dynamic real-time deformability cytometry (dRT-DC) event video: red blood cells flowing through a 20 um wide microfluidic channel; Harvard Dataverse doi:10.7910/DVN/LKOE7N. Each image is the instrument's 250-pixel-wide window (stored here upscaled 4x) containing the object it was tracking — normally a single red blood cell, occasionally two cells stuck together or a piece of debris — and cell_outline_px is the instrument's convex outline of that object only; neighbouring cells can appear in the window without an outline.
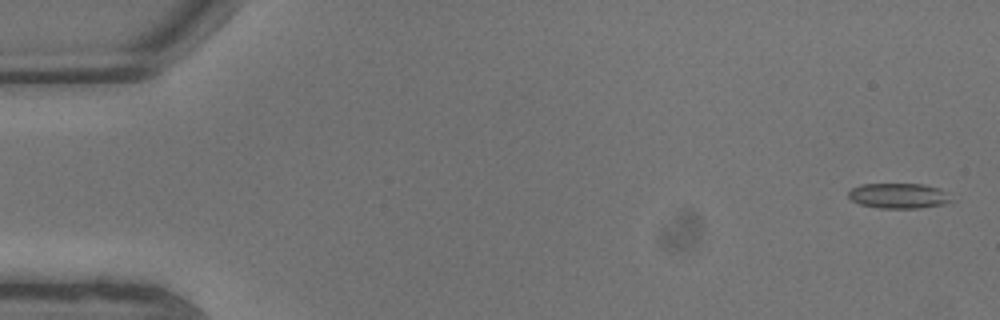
{"species": "common noctule bat (a hibernating species)", "species_latin": "Nyctalus noctula", "temperature_condition": "warm", "stored_images_in_passage": 10, "camera_frame_rate_fps": 3000, "um_per_image_px": 0.085, "animal": {"sex": "male", "body_mass_g": 13.3}, "frame": {"image": 1, "passage_image": 1, "time_ms": 0.0, "image_size_px": [1000, 320], "cell_outline_px": [[956, 200], [944, 204], [920, 208], [880, 208], [860, 204], [852, 200], [848, 196], [848, 192], [852, 188], [860, 184], [924, 184], [940, 188]], "centroid_in_image_um": [76.43, 16.64], "position_along_channel_um": 8.6, "area_um2": 15.26}}
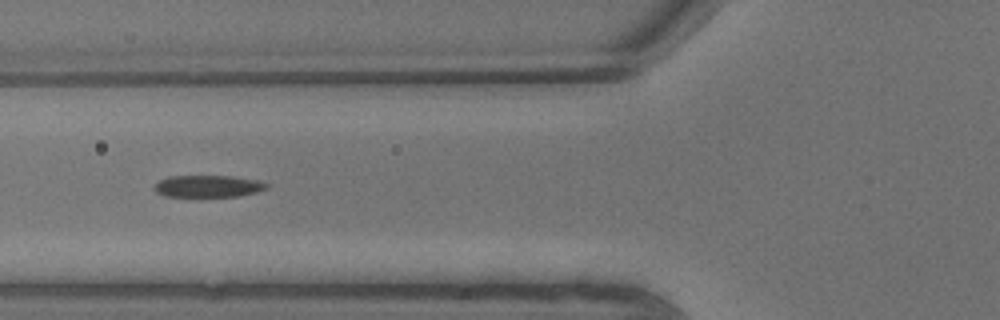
{"frame": {"image": 2, "passage_image": 8, "time_ms": 2.333, "image_size_px": [1000, 320], "cell_outline_px": [[268, 188], [256, 192], [240, 196], [164, 196], [156, 192], [156, 184], [160, 180], [168, 176], [232, 176], [260, 180], [268, 184]], "centroid_in_image_um": [17.74, 15.82], "position_along_channel_um": 108.1, "area_um2": 14.28}}
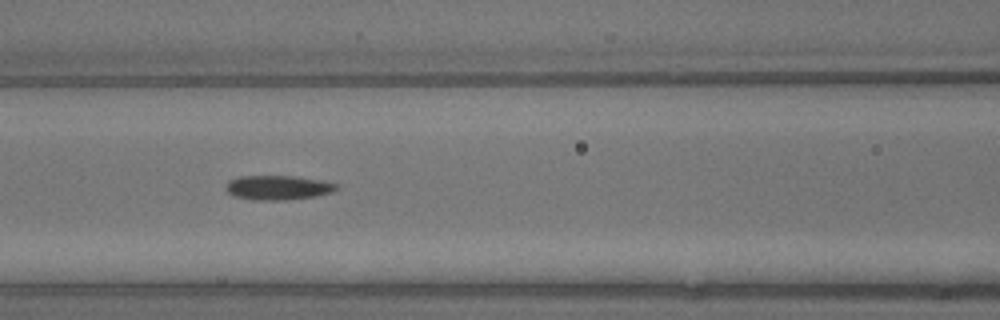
{"frame": {"image": 3, "passage_image": 9, "time_ms": 2.667, "image_size_px": [1000, 320], "cell_outline_px": [[336, 188], [332, 192], [316, 196], [288, 200], [252, 200], [236, 196], [228, 192], [224, 188], [228, 180], [240, 176], [292, 176], [320, 180], [336, 184]], "centroid_in_image_um": [23.57, 15.95], "position_along_channel_um": 143.0, "area_um2": 15.66}}